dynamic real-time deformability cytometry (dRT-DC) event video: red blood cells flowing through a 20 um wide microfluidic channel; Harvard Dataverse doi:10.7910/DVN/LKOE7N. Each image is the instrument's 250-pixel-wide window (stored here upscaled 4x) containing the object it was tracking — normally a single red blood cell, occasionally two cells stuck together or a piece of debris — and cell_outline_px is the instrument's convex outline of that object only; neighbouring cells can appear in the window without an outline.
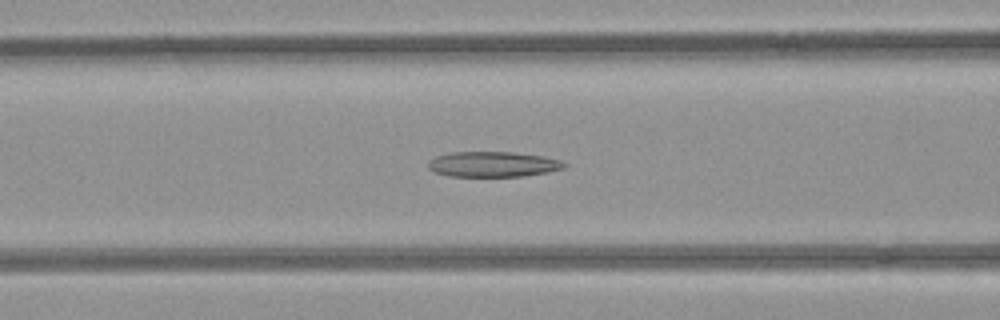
{"species": "common noctule bat (a hibernating species)", "species_latin": "Nyctalus noctula", "temperature_condition": "room temperature", "stored_images_in_passage": 41, "camera_frame_rate_fps": 3000, "um_per_image_px": 0.085, "animal": {"sex": "female", "body_mass_g": 21.9}, "frame": {"image": 1, "passage_image": 9, "time_ms": 2.667, "image_size_px": [1000, 320], "cell_outline_px": [[568, 164], [564, 168], [548, 172], [524, 176], [448, 176], [436, 172], [428, 168], [428, 160], [436, 156], [448, 152], [512, 152], [544, 156], [560, 160]], "centroid_in_image_um": [41.9, 13.95], "position_along_channel_um": 124.7, "area_um2": 20.17}}
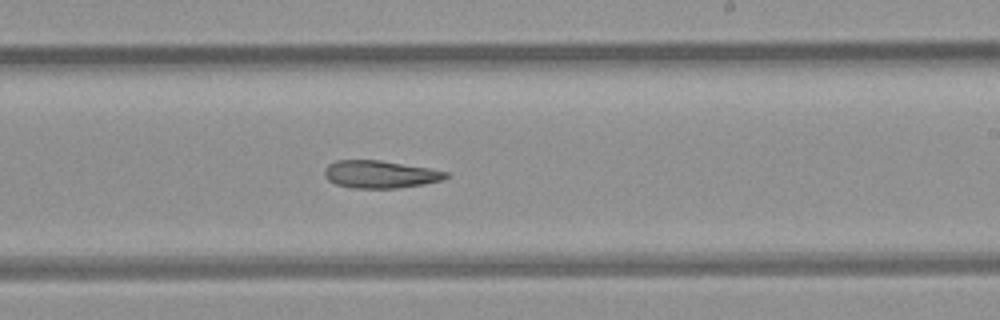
{"frame": {"image": 2, "passage_image": 19, "time_ms": 6.0, "image_size_px": [1000, 320], "cell_outline_px": [[448, 176], [444, 180], [424, 184], [396, 188], [352, 188], [336, 184], [328, 180], [324, 176], [324, 168], [328, 164], [336, 160], [380, 160], [428, 168], [448, 172]], "centroid_in_image_um": [32.29, 14.81], "position_along_channel_um": 256.7, "area_um2": 19.54}}
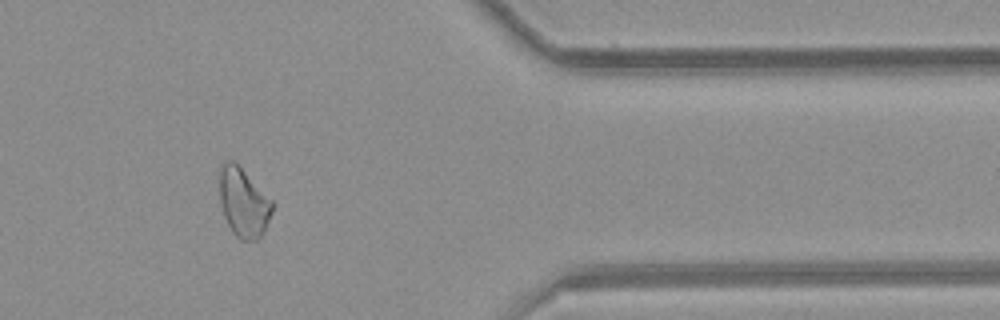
{"frame": {"image": 3, "passage_image": 31, "time_ms": 10.0, "image_size_px": [1000, 320], "cell_outline_px": [[272, 212], [264, 232], [256, 240], [240, 240], [232, 232], [224, 216], [220, 204], [220, 164], [224, 160], [232, 160], [272, 200]], "centroid_in_image_um": [20.67, 17.23], "position_along_channel_um": 390.7, "area_um2": 20.92}}